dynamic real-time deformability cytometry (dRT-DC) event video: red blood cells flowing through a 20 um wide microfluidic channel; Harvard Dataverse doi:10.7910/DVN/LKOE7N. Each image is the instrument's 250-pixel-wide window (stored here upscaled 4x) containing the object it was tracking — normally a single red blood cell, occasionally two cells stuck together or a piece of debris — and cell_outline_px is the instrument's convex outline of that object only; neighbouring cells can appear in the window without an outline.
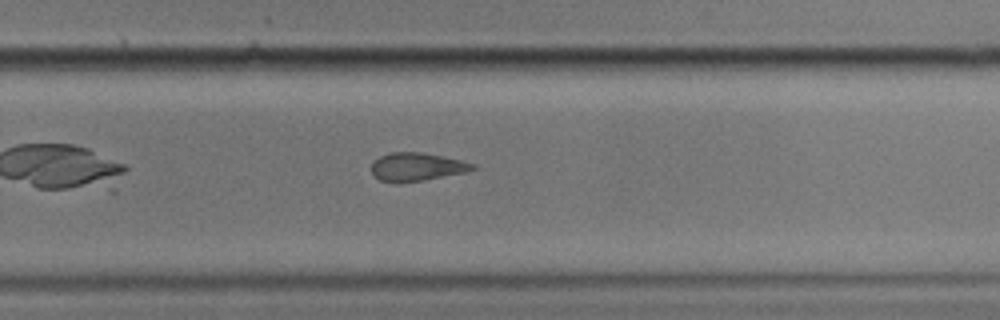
{"species": "common noctule bat (a hibernating species)", "species_latin": "Nyctalus noctula", "temperature_condition": "cold", "stored_images_in_passage": 30, "camera_frame_rate_fps": 3000, "um_per_image_px": 0.085, "animal": {"sex": "male", "body_mass_g": 17.9}, "frame": {"image": 1, "passage_image": 24, "time_ms": 7.667, "image_size_px": [1000, 320], "cell_outline_px": [[476, 168], [468, 172], [424, 180], [396, 184], [380, 180], [372, 176], [372, 160], [388, 152], [420, 152], [444, 156], [476, 164]], "centroid_in_image_um": [35.4, 14.19], "position_along_channel_um": 294.4, "area_um2": 17.05}, "authors_computed_cell_mechanics": {"area_um2": 16.9354, "velocity_mm_per_s": 3.5404, "shape_relaxation_time_tau1_ms": null, "shape_relaxation_time_tau2_ms": 3.377, "deformation_change_tau1": null, "deformation_change_tau2": 0.11}}